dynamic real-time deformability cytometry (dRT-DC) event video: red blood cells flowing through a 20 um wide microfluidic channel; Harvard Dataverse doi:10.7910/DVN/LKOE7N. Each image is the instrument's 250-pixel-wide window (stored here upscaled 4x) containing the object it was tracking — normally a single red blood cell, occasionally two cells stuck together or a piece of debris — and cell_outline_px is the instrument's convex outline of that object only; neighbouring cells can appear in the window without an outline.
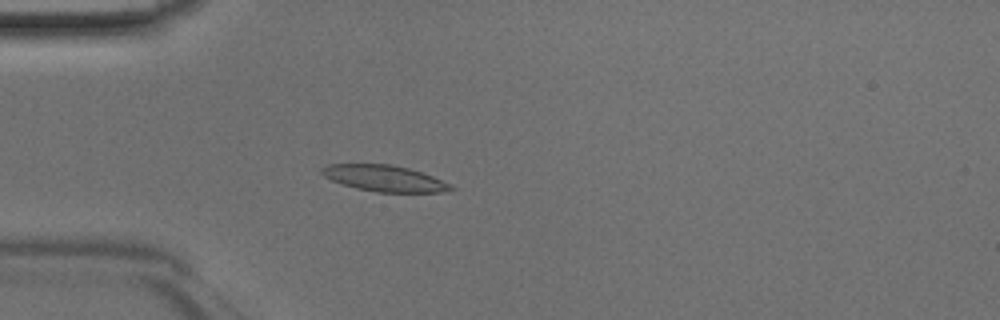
{"species": "Egyptian fruit bat (a non-hibernating species)", "species_latin": "Rousettus aegyptiacus", "temperature_condition": "room temperature", "stored_images_in_passage": 47, "camera_frame_rate_fps": 3000, "um_per_image_px": 0.085, "animal": {"sex": "male"}, "frame": {"image": 1, "passage_image": 14, "time_ms": 4.333, "image_size_px": [1000, 320], "cell_outline_px": [[456, 188], [440, 192], [376, 192], [356, 188], [332, 180], [324, 176], [320, 172], [320, 168], [328, 164], [392, 164], [408, 168], [432, 176], [452, 184]], "centroid_in_image_um": [32.67, 15.15], "position_along_channel_um": 52.3, "area_um2": 19.59}}
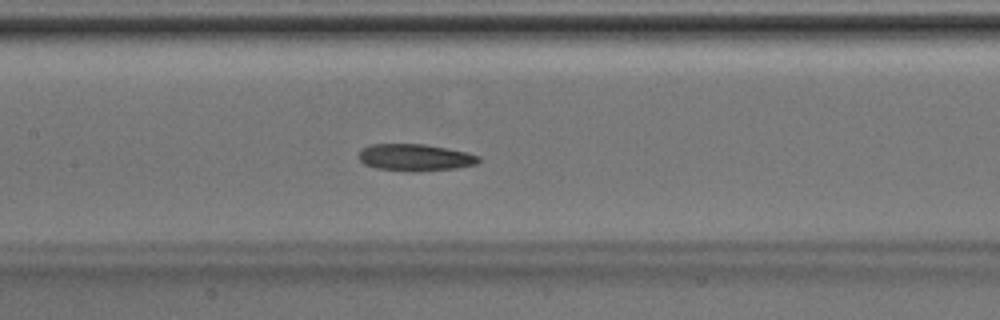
{"frame": {"image": 2, "passage_image": 23, "time_ms": 7.333, "image_size_px": [1000, 320], "cell_outline_px": [[480, 160], [476, 164], [456, 168], [412, 172], [376, 168], [364, 164], [356, 156], [360, 148], [372, 144], [424, 144], [448, 148], [480, 156]], "centroid_in_image_um": [35.23, 13.38], "position_along_channel_um": 172.2, "area_um2": 18.96}}
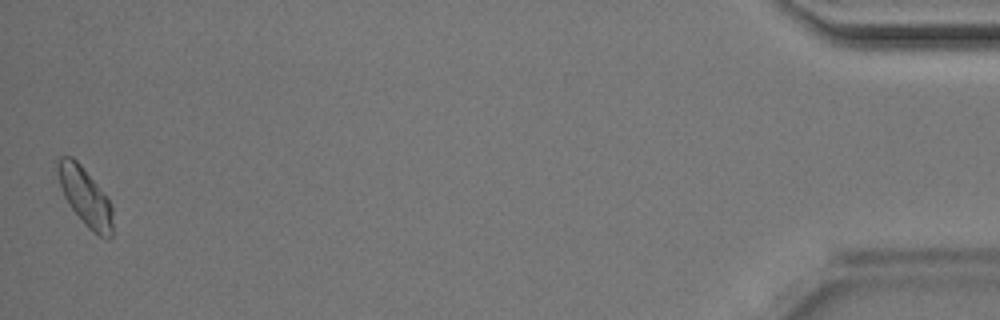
{"frame": {"image": 3, "passage_image": 47, "time_ms": 15.333, "image_size_px": [1000, 320], "cell_outline_px": [[112, 236], [108, 240], [104, 240], [92, 232], [84, 224], [68, 204], [64, 196], [56, 172], [56, 164], [60, 156], [72, 156], [80, 164], [108, 196], [112, 204]], "centroid_in_image_um": [7.26, 16.74], "position_along_channel_um": 427.9, "area_um2": 19.02}}